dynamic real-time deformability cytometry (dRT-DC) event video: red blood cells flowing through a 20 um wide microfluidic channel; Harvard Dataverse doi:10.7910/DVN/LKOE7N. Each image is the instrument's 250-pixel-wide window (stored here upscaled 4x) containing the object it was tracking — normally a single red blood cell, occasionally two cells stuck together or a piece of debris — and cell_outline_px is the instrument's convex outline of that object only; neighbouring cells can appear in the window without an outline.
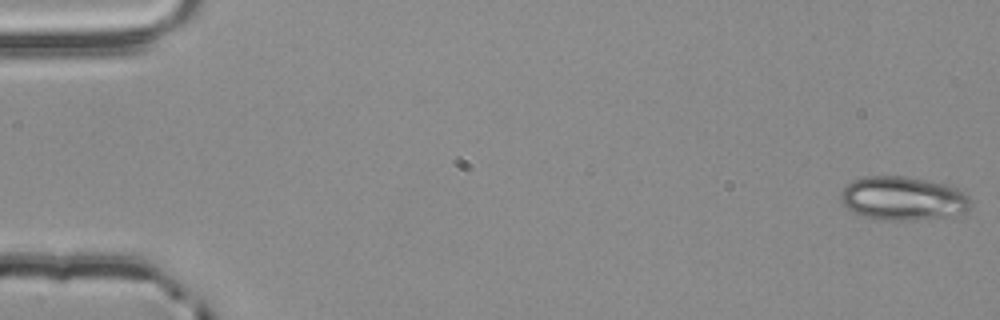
{"species": "common noctule bat (a hibernating species)", "species_latin": "Nyctalus noctula", "temperature_condition": "room temperature", "stored_images_in_passage": 54, "camera_frame_rate_fps": 3000, "um_per_image_px": 0.085, "animal": {"sex": "male", "body_mass_g": 20.4}, "frame": {"image": 1, "passage_image": 1, "time_ms": 0.0, "image_size_px": [1000, 320], "cell_outline_px": [[972, 204], [964, 212], [916, 220], [880, 220], [864, 216], [852, 212], [840, 200], [840, 192], [852, 180], [864, 176], [904, 176], [948, 184], [960, 188], [972, 200]], "centroid_in_image_um": [76.74, 16.85], "position_along_channel_um": 8.3, "area_um2": 33.18}}
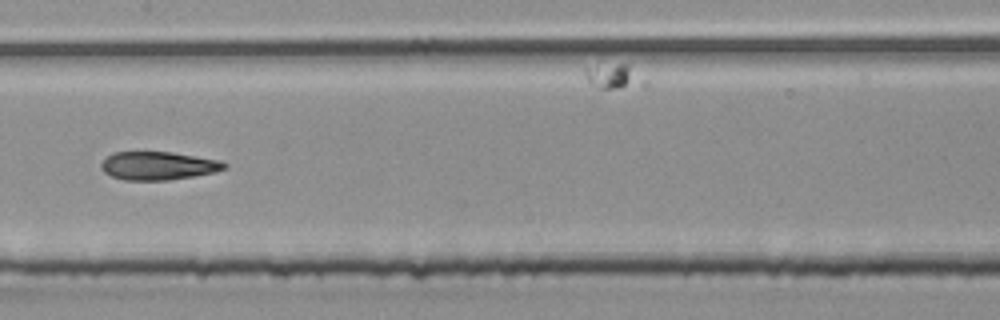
{"frame": {"image": 2, "passage_image": 28, "time_ms": 9.0, "image_size_px": [1000, 320], "cell_outline_px": [[228, 168], [216, 172], [168, 180], [124, 180], [112, 176], [104, 172], [100, 168], [100, 164], [112, 152], [172, 152], [220, 160], [228, 164]], "centroid_in_image_um": [13.46, 14.09], "position_along_channel_um": 193.9, "area_um2": 20.35}}
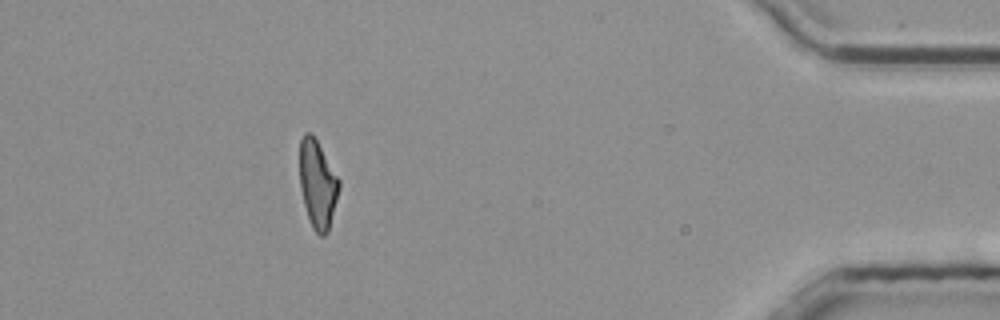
{"frame": {"image": 3, "passage_image": 49, "time_ms": 16.0, "image_size_px": [1000, 320], "cell_outline_px": [[340, 188], [328, 232], [324, 236], [320, 236], [312, 228], [304, 204], [300, 188], [300, 140], [304, 132], [312, 132], [340, 180]], "centroid_in_image_um": [27.0, 15.65], "position_along_channel_um": 408.2, "area_um2": 20.23}, "authors_computed_cell_mechanics": {"area_um2": 21.1548, "velocity_mm_per_s": 3.8642, "shape_relaxation_time_tau1_ms": null, "shape_relaxation_time_tau2_ms": 3.1072, "deformation_change_tau1": null, "deformation_change_tau2": 0.1159}}